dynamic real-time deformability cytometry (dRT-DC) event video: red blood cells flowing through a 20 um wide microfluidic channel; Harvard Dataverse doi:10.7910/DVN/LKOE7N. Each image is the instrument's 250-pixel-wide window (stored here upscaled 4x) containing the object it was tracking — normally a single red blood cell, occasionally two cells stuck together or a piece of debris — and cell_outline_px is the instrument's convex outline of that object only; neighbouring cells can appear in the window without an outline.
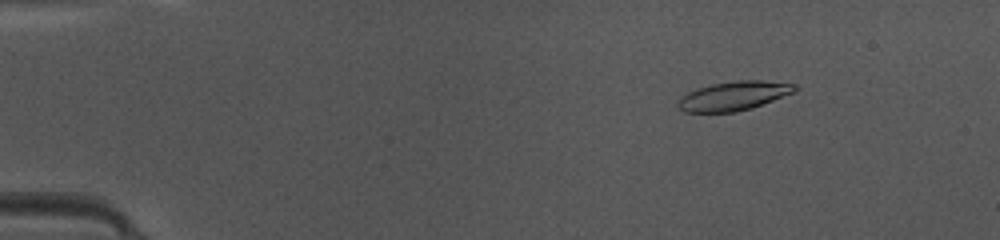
{"species": "common noctule bat (a hibernating species)", "species_latin": "Nyctalus noctula", "temperature_condition": "warm", "stored_images_in_passage": 48, "camera_frame_rate_fps": 3000, "um_per_image_px": 0.085, "animal": {"sex": "female", "body_mass_g": 10.0, "forearm_length_mm": 53.1}, "frame": {"image": 1, "passage_image": 7, "time_ms": 2.0, "image_size_px": [1000, 240], "cell_outline_px": [[800, 88], [796, 92], [752, 108], [736, 112], [684, 112], [676, 104], [680, 96], [688, 92], [712, 84], [736, 80], [760, 80], [796, 84]], "centroid_in_image_um": [62.4, 8.15], "position_along_channel_um": 22.6, "area_um2": 19.94}}
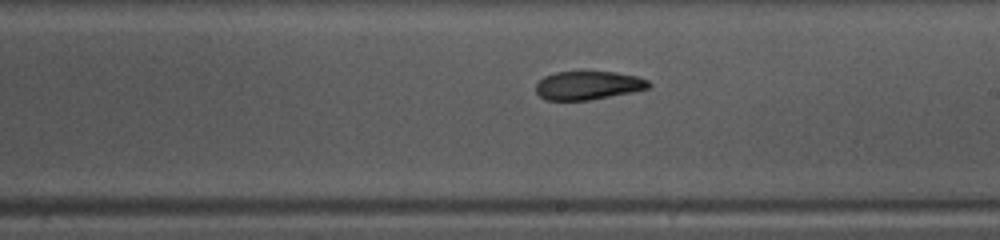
{"frame": {"image": 2, "passage_image": 28, "time_ms": 9.0, "image_size_px": [1000, 240], "cell_outline_px": [[652, 84], [648, 88], [632, 92], [588, 100], [544, 100], [536, 92], [536, 84], [544, 76], [556, 72], [616, 72], [636, 76], [648, 80]], "centroid_in_image_um": [49.98, 7.26], "position_along_channel_um": 239.0, "area_um2": 18.67}}
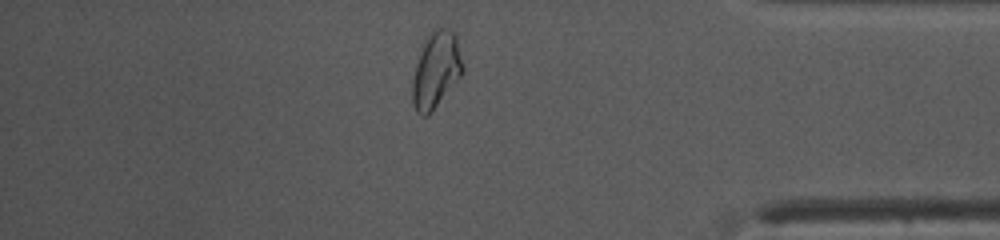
{"frame": {"image": 3, "passage_image": 41, "time_ms": 13.333, "image_size_px": [1000, 240], "cell_outline_px": [[464, 72], [428, 116], [420, 116], [416, 112], [412, 104], [412, 80], [416, 64], [424, 40], [436, 28], [448, 28], [456, 32], [464, 68]], "centroid_in_image_um": [37.07, 5.95], "position_along_channel_um": 398.1, "area_um2": 22.48}, "authors_computed_cell_mechanics": {"area_um2": 19.7965, "velocity_mm_per_s": 4.2221, "shape_relaxation_time_tau1_ms": 5.9886, "shape_relaxation_time_tau2_ms": 1.816, "deformation_change_tau1": 0.1915, "deformation_change_tau2": 0.0863}}